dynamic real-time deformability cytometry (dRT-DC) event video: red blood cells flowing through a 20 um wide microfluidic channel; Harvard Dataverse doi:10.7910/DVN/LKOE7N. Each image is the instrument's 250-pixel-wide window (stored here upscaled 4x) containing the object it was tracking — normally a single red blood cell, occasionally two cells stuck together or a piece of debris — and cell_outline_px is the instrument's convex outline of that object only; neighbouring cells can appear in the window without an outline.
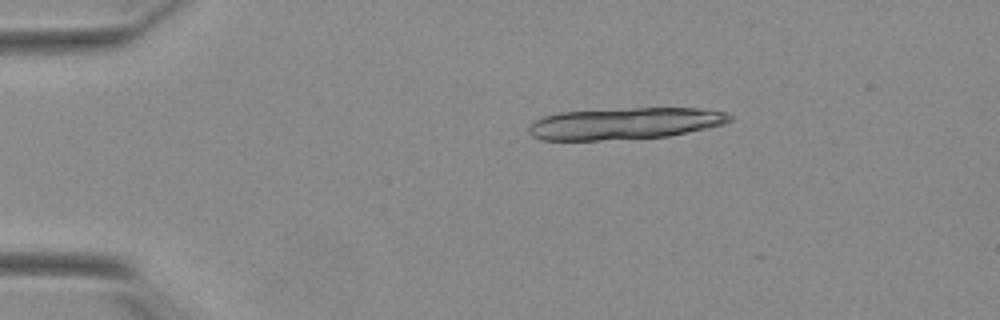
{"species": "Egyptian fruit bat (a non-hibernating species)", "species_latin": "Rousettus aegyptiacus", "temperature_condition": "warm", "stored_images_in_passage": 13, "camera_frame_rate_fps": 3000, "um_per_image_px": 0.085, "animal": {"sex": "female"}, "frame": {"image": 1, "passage_image": 4, "time_ms": 1.0, "image_size_px": [1000, 320], "cell_outline_px": [[732, 120], [720, 124], [704, 128], [668, 136], [600, 140], [540, 140], [532, 136], [528, 132], [528, 128], [536, 120], [544, 116], [560, 112], [632, 108], [700, 108], [728, 112], [732, 116]], "centroid_in_image_um": [53.09, 10.49], "position_along_channel_um": 31.9, "area_um2": 36.82}}